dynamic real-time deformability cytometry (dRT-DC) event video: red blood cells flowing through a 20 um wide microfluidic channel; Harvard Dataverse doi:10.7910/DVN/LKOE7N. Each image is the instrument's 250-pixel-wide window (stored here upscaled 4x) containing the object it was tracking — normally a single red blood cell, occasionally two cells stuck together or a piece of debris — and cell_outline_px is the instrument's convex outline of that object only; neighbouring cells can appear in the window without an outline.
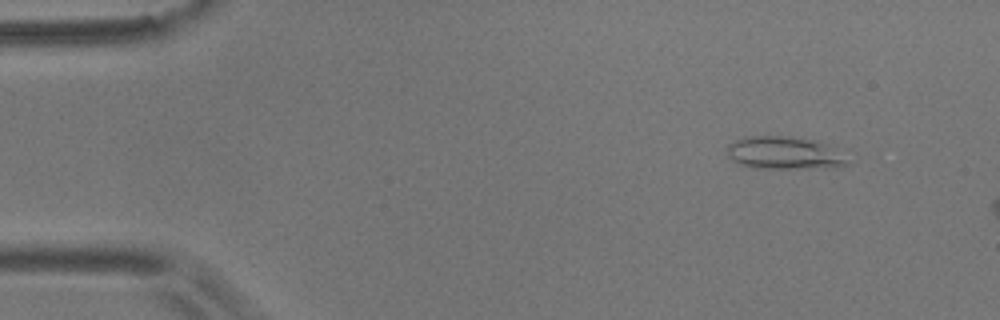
{"species": "common noctule bat (a hibernating species)", "species_latin": "Nyctalus noctula", "temperature_condition": "room temperature", "stored_images_in_passage": 9, "camera_frame_rate_fps": 3000, "um_per_image_px": 0.085, "animal": {"sex": "male", "body_mass_g": 17.9}, "frame": {"image": 1, "passage_image": 3, "time_ms": 0.667, "image_size_px": [1000, 320], "cell_outline_px": [[852, 164], [840, 168], [756, 168], [740, 164], [732, 160], [728, 156], [728, 144], [744, 136], [784, 136], [808, 140], [824, 144]], "centroid_in_image_um": [66.61, 13.03], "position_along_channel_um": 18.4, "area_um2": 22.48}}